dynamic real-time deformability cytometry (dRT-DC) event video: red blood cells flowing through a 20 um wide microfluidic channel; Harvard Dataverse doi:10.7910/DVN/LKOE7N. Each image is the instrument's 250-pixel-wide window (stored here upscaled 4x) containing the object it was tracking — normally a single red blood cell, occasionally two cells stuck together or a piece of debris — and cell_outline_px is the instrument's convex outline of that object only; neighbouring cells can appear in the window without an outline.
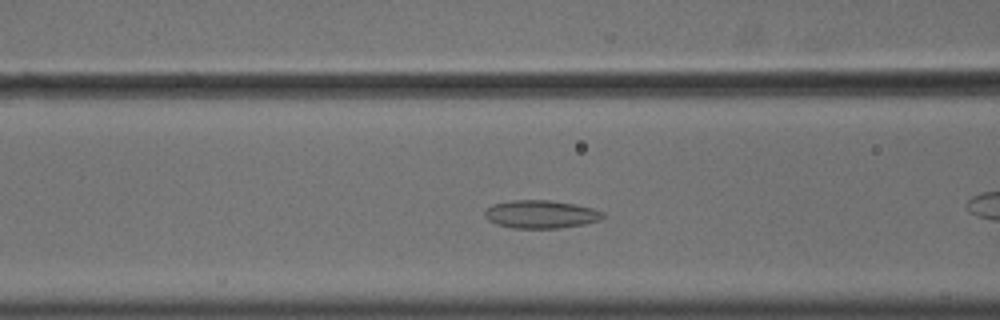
{"species": "common noctule bat (a hibernating species)", "species_latin": "Nyctalus noctula", "temperature_condition": "cold", "stored_images_in_passage": 39, "camera_frame_rate_fps": 3000, "um_per_image_px": 0.085, "animal": {"sex": "male", "body_mass_g": 18.8}, "frame": {"image": 1, "passage_image": 5, "time_ms": 1.333, "image_size_px": [1000, 320], "cell_outline_px": [[604, 216], [600, 220], [584, 224], [560, 228], [512, 228], [496, 224], [488, 220], [484, 216], [484, 212], [492, 204], [512, 200], [548, 200], [576, 204], [596, 208], [604, 212]], "centroid_in_image_um": [45.99, 18.21], "position_along_channel_um": 120.6, "area_um2": 19.48}}
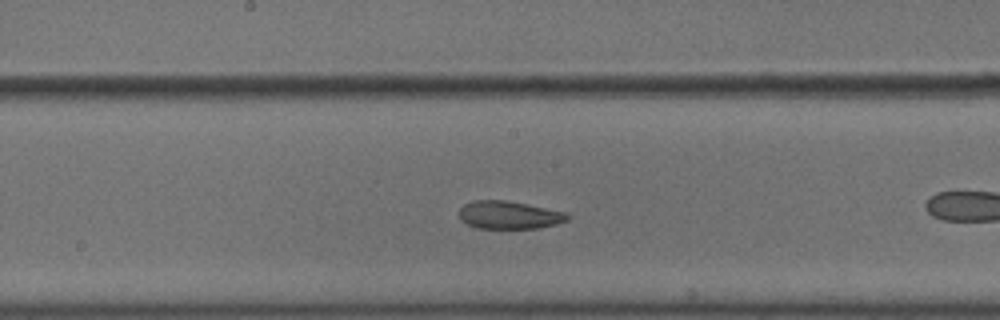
{"frame": {"image": 2, "passage_image": 12, "time_ms": 3.667, "image_size_px": [1000, 320], "cell_outline_px": [[568, 220], [556, 224], [540, 228], [476, 228], [460, 220], [460, 208], [464, 204], [472, 200], [504, 200], [568, 212]], "centroid_in_image_um": [43.27, 18.27], "position_along_channel_um": 204.9, "area_um2": 17.57}}
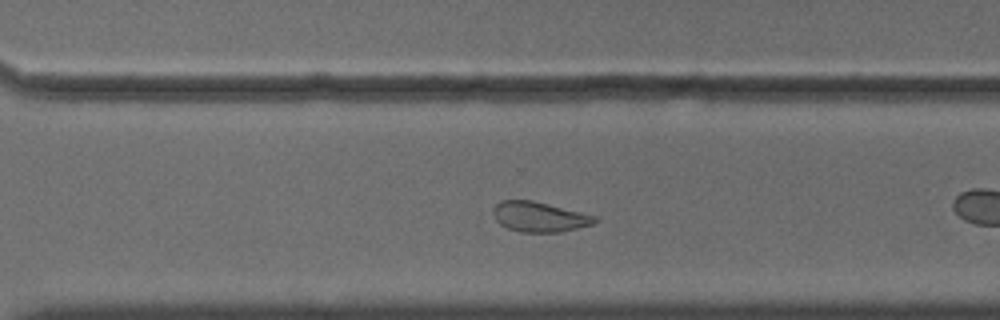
{"frame": {"image": 3, "passage_image": 22, "time_ms": 7.0, "image_size_px": [1000, 320], "cell_outline_px": [[600, 220], [592, 224], [560, 232], [520, 232], [508, 228], [500, 224], [496, 220], [492, 212], [492, 208], [500, 200], [532, 200], [596, 216]], "centroid_in_image_um": [45.81, 18.43], "position_along_channel_um": 324.8, "area_um2": 17.74}, "authors_computed_cell_mechanics": {"area_um2": 19.0162, "velocity_mm_per_s": 3.6008, "shape_relaxation_time_tau1_ms": 8.9227, "shape_relaxation_time_tau2_ms": 2.1548, "deformation_change_tau1": 0.1299, "deformation_change_tau2": 0.0643}}